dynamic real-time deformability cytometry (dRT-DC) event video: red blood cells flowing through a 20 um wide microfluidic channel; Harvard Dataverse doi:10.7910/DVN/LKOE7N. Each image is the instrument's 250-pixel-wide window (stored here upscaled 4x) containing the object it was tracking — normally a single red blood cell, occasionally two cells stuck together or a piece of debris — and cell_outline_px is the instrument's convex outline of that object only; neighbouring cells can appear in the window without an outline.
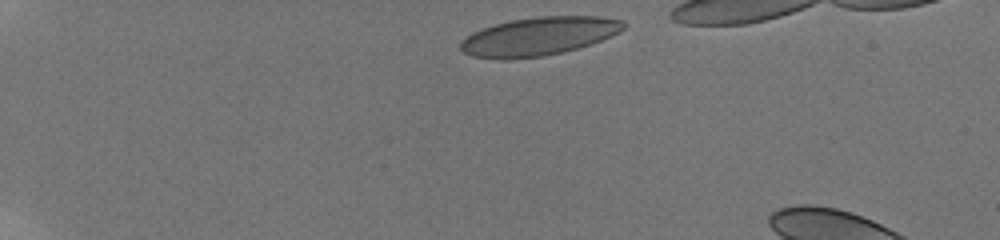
{"species": "human", "species_latin": "Homo sapiens", "temperature_condition": "room temperature", "stored_images_in_passage": 21, "camera_frame_rate_fps": 3000, "um_per_image_px": 0.085, "donor": {"sex": "male"}, "frame": {"image": 1, "passage_image": 1, "time_ms": 0.0, "image_size_px": [1000, 240], "cell_outline_px": [[628, 24], [620, 32], [600, 40], [564, 52], [544, 56], [504, 60], [472, 56], [464, 52], [460, 48], [460, 44], [472, 32], [496, 24], [512, 20], [536, 16], [604, 16], [624, 20]], "centroid_in_image_um": [45.84, 3.08], "position_along_channel_um": 39.2, "area_um2": 36.41}}
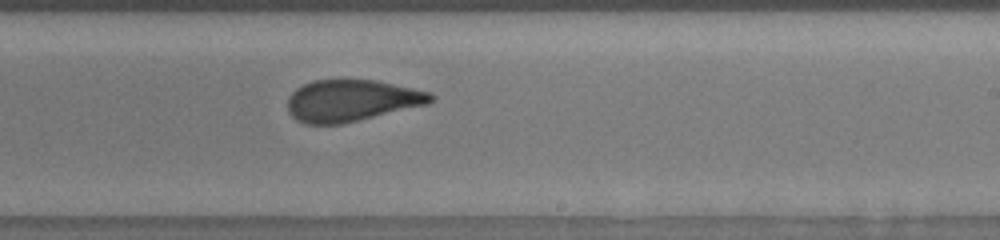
{"frame": {"image": 2, "passage_image": 21, "time_ms": 8.0, "image_size_px": [1000, 240], "cell_outline_px": [[436, 96], [428, 104], [344, 124], [304, 124], [296, 120], [288, 112], [288, 96], [296, 88], [312, 80], [376, 80], [432, 92]], "centroid_in_image_um": [29.88, 8.55], "position_along_channel_um": 259.1, "area_um2": 35.03}}